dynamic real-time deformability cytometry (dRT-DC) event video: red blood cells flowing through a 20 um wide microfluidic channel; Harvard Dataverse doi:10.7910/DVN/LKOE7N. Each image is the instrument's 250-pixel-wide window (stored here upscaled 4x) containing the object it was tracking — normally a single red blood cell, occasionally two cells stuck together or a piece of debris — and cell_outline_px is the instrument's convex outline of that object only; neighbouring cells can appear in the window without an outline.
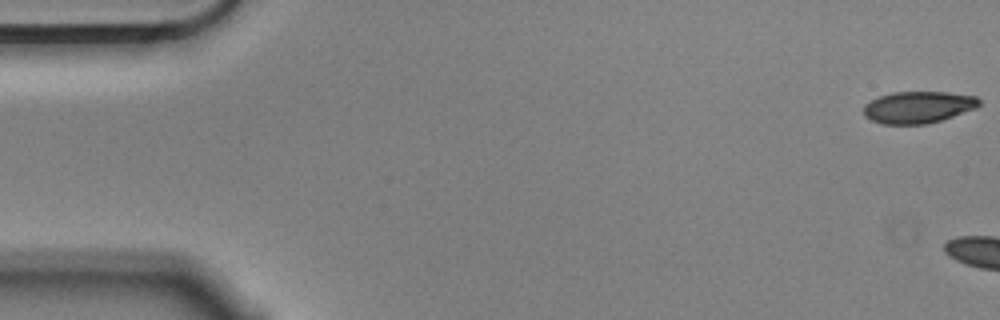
{"species": "Egyptian fruit bat (a non-hibernating species)", "species_latin": "Rousettus aegyptiacus", "temperature_condition": "cold", "stored_images_in_passage": 5, "camera_frame_rate_fps": 3000, "um_per_image_px": 0.085, "animal": {"sex": "male"}, "frame": {"image": 1, "passage_image": 1, "time_ms": 0.0, "image_size_px": [1000, 320], "cell_outline_px": [[980, 104], [976, 108], [928, 124], [880, 124], [864, 116], [864, 104], [880, 96], [892, 92], [948, 92], [976, 96], [980, 100]], "centroid_in_image_um": [78.04, 9.11], "position_along_channel_um": 7.0, "area_um2": 21.39}}